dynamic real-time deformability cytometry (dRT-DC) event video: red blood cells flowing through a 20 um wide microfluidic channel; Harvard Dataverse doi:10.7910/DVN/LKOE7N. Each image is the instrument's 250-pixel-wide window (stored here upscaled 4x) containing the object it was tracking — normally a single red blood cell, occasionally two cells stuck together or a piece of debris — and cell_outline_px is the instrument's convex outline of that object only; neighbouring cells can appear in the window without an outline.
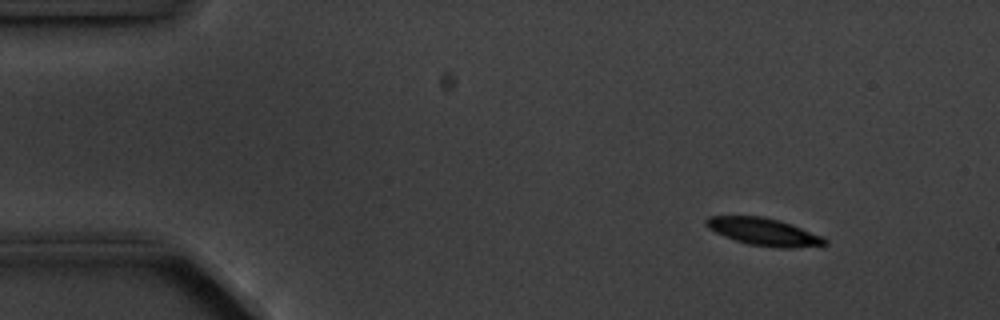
{"species": "common noctule bat (a hibernating species)", "species_latin": "Nyctalus noctula", "temperature_condition": "cold", "stored_images_in_passage": 9, "camera_frame_rate_fps": 3000, "um_per_image_px": 0.085, "animal": {"sex": "male", "body_mass_g": 20.1, "forearm_length_mm": 53.5}, "frame": {"image": 1, "passage_image": 1, "time_ms": 0.0, "image_size_px": [1000, 320], "cell_outline_px": [[828, 244], [792, 248], [776, 248], [748, 244], [724, 236], [708, 228], [704, 224], [704, 220], [708, 216], [764, 216], [780, 220], [792, 224], [824, 236], [828, 240]], "centroid_in_image_um": [64.95, 19.7], "position_along_channel_um": 20.1, "area_um2": 19.19}}
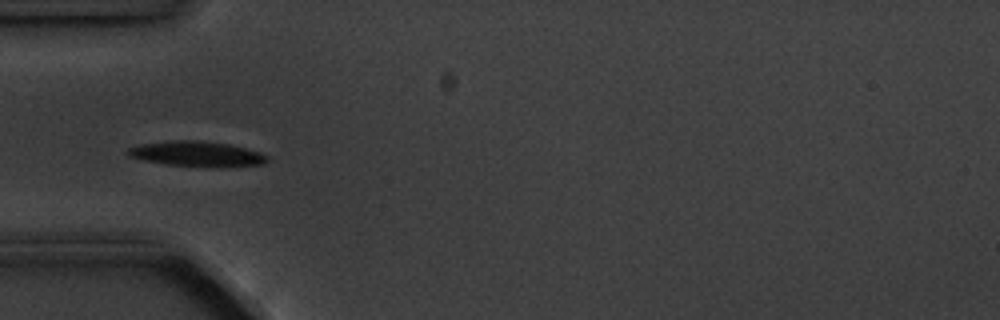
{"frame": {"image": 2, "passage_image": 4, "time_ms": 3.667, "image_size_px": [1000, 320], "cell_outline_px": [[268, 160], [264, 164], [220, 168], [208, 168], [164, 164], [144, 160], [128, 156], [124, 152], [128, 148], [140, 144], [172, 140], [196, 140], [228, 144], [260, 152], [268, 156]], "centroid_in_image_um": [16.72, 13.1], "position_along_channel_um": 68.3, "area_um2": 20.87}}